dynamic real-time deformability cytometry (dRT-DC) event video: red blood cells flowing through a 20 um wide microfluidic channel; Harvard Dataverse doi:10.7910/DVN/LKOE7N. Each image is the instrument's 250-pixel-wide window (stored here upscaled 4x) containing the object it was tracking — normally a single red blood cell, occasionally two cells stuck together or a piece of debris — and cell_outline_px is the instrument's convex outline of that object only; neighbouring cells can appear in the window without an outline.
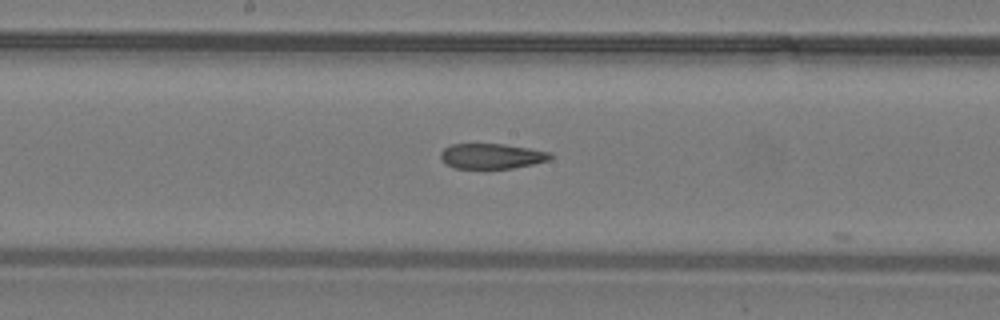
{"species": "common noctule bat (a hibernating species)", "species_latin": "Nyctalus noctula", "temperature_condition": "warm", "stored_images_in_passage": 32, "camera_frame_rate_fps": 3000, "um_per_image_px": 0.085, "animal": {"sex": "male", "body_mass_g": 19.2, "forearm_length_mm": 51.8}, "frame": {"image": 1, "passage_image": 20, "time_ms": 6.333, "image_size_px": [1000, 320], "cell_outline_px": [[552, 156], [548, 160], [532, 164], [512, 168], [456, 168], [444, 164], [440, 156], [440, 152], [444, 148], [452, 144], [504, 144], [552, 152]], "centroid_in_image_um": [41.76, 13.26], "position_along_channel_um": 206.4, "area_um2": 16.07}}